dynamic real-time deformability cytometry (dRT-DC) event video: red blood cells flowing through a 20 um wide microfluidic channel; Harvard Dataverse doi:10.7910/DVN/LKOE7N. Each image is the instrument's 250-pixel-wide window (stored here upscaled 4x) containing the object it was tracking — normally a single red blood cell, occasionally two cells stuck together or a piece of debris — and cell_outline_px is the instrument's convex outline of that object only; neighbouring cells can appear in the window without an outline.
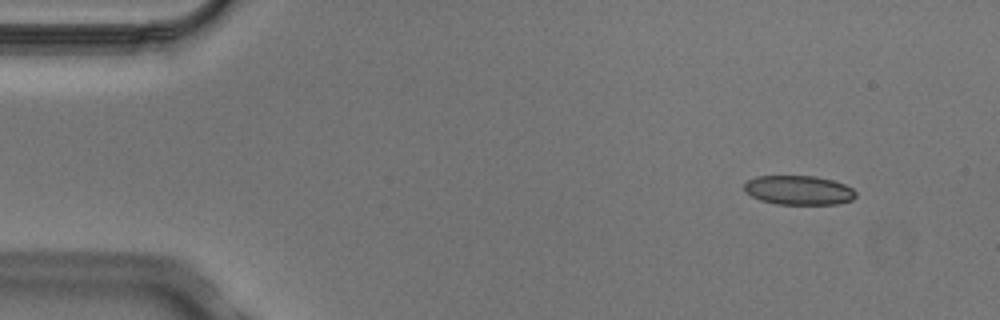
{"species": "Egyptian fruit bat (a non-hibernating species)", "species_latin": "Rousettus aegyptiacus", "temperature_condition": "cold", "stored_images_in_passage": 4, "camera_frame_rate_fps": 3000, "um_per_image_px": 0.085, "animal": {"sex": "male"}, "frame": {"image": 1, "passage_image": 2, "time_ms": 0.333, "image_size_px": [1000, 320], "cell_outline_px": [[856, 196], [852, 200], [836, 204], [776, 204], [760, 200], [752, 196], [744, 188], [744, 184], [748, 180], [756, 176], [816, 176], [832, 180], [844, 184], [852, 188], [856, 192]], "centroid_in_image_um": [67.9, 16.16], "position_along_channel_um": 17.1, "area_um2": 18.96}}